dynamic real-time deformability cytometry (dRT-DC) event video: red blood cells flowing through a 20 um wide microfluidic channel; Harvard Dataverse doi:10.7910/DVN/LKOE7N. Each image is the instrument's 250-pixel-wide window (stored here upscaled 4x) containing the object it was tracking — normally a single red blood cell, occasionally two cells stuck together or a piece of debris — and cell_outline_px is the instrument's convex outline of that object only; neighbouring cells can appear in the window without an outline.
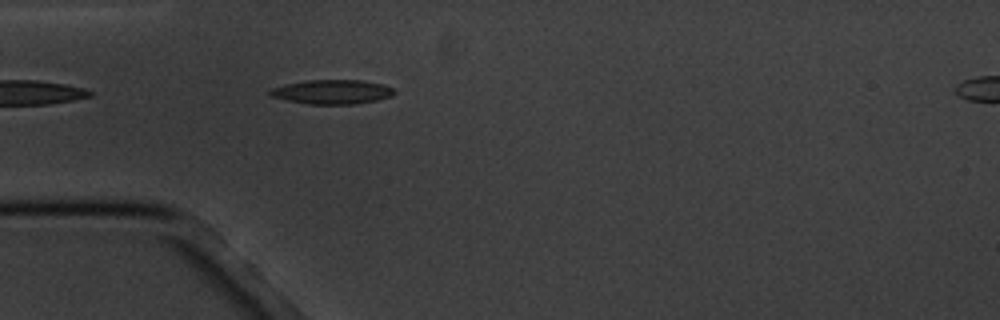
{"species": "common noctule bat (a hibernating species)", "species_latin": "Nyctalus noctula", "temperature_condition": "cold", "stored_images_in_passage": 3, "camera_frame_rate_fps": 3000, "um_per_image_px": 0.085, "animal": {"sex": "male", "body_mass_g": 20.1, "forearm_length_mm": 53.5}, "frame": {"image": 1, "passage_image": 2, "time_ms": 1.0, "image_size_px": [1000, 320], "cell_outline_px": [[396, 92], [392, 96], [376, 100], [356, 104], [308, 104], [288, 100], [272, 96], [268, 92], [268, 88], [284, 84], [304, 80], [364, 80], [384, 84], [392, 88]], "centroid_in_image_um": [28.22, 7.8], "position_along_channel_um": 56.8, "area_um2": 17.74}}